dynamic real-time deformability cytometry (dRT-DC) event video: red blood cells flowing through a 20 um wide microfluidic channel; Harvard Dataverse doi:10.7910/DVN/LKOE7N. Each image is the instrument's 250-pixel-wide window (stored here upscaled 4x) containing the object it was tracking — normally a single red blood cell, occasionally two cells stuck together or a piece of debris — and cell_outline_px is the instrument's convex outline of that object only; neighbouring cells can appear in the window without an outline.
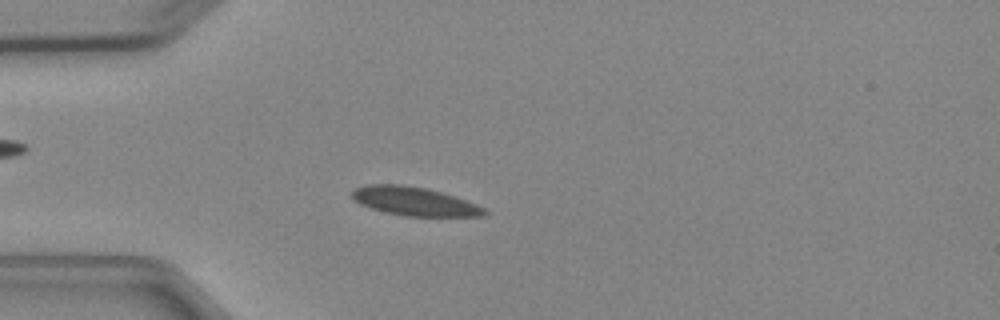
{"species": "Egyptian fruit bat (a non-hibernating species)", "species_latin": "Rousettus aegyptiacus", "temperature_condition": "cold", "stored_images_in_passage": 4, "camera_frame_rate_fps": 3000, "um_per_image_px": 0.085, "animal": {"sex": "female"}, "frame": {"image": 1, "passage_image": 4, "time_ms": 3.333, "image_size_px": [1000, 320], "cell_outline_px": [[488, 212], [484, 216], [404, 216], [384, 212], [360, 204], [352, 200], [352, 188], [364, 184], [400, 184], [428, 188], [456, 196], [476, 204], [484, 208]], "centroid_in_image_um": [35.18, 17.1], "position_along_channel_um": 49.8, "area_um2": 22.37}}